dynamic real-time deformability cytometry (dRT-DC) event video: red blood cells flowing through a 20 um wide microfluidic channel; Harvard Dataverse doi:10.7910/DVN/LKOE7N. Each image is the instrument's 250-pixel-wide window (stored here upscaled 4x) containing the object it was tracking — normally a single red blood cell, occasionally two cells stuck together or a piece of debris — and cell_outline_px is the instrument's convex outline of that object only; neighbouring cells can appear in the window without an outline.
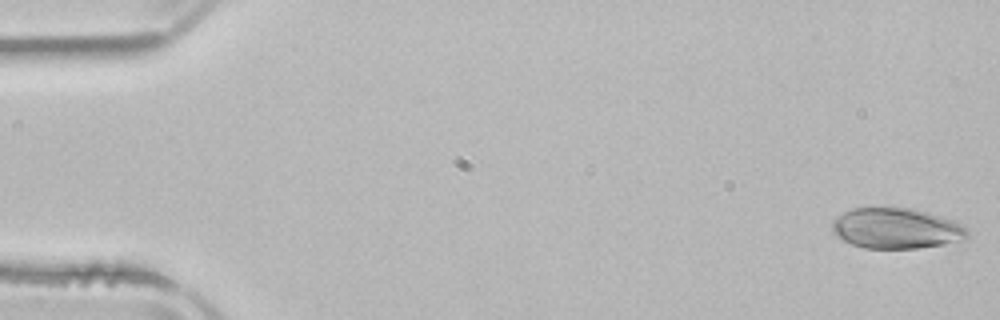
{"species": "common noctule bat (a hibernating species)", "species_latin": "Nyctalus noctula", "temperature_condition": "room temperature", "stored_images_in_passage": 4, "camera_frame_rate_fps": 3000, "um_per_image_px": 0.085, "animal": {"sex": "male", "body_mass_g": 21.5, "forearm_length_mm": 52.0}, "frame": {"image": 1, "passage_image": 1, "time_ms": 0.0, "image_size_px": [1000, 320], "cell_outline_px": [[968, 240], [944, 244], [916, 248], [864, 248], [852, 244], [836, 236], [832, 228], [832, 220], [836, 216], [852, 208], [884, 204], [912, 208], [928, 212], [952, 220], [968, 228]], "centroid_in_image_um": [76.17, 19.36], "position_along_channel_um": 8.8, "area_um2": 32.95}}
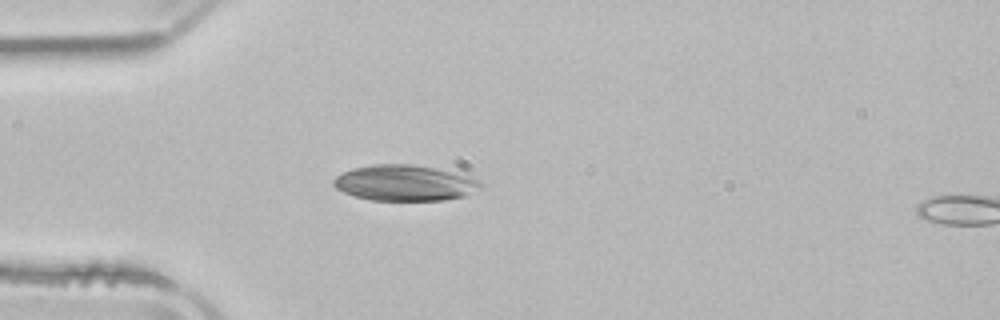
{"frame": {"image": 2, "passage_image": 4, "time_ms": 4.333, "image_size_px": [1000, 320], "cell_outline_px": [[484, 184], [480, 188], [464, 196], [444, 200], [372, 200], [356, 196], [344, 192], [336, 188], [332, 184], [332, 180], [336, 176], [344, 172], [356, 168], [372, 164], [408, 164], [432, 168], [472, 176], [480, 180]], "centroid_in_image_um": [34.42, 15.55], "position_along_channel_um": 50.6, "area_um2": 30.46}}